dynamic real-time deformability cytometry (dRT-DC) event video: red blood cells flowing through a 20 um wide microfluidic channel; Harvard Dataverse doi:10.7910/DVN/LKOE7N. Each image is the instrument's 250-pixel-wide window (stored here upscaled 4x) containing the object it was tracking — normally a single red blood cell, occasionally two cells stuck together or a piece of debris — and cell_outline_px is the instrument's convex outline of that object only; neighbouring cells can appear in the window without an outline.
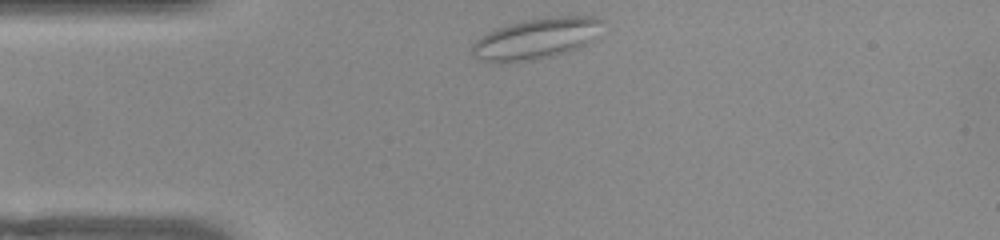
{"species": "common noctule bat (a hibernating species)", "species_latin": "Nyctalus noctula", "temperature_condition": "warm", "stored_images_in_passage": 33, "camera_frame_rate_fps": 3000, "um_per_image_px": 0.085, "animal": {"sex": "female", "body_mass_g": 22.0, "forearm_length_mm": 56.7}, "frame": {"image": 1, "passage_image": 1, "time_ms": 0.0, "image_size_px": [1000, 240], "cell_outline_px": [[604, 20], [592, 40], [568, 52], [552, 56], [532, 60], [496, 64], [476, 60], [472, 56], [472, 44], [476, 40], [488, 32], [496, 28], [528, 20], [560, 16], [596, 16]], "centroid_in_image_um": [45.51, 3.31], "position_along_channel_um": 39.5, "area_um2": 30.98}}
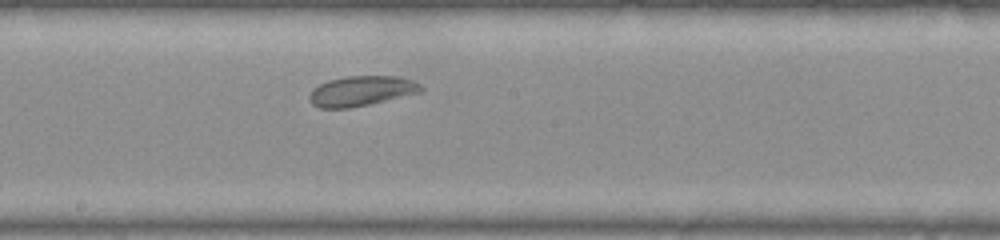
{"frame": {"image": 2, "passage_image": 17, "time_ms": 5.333, "image_size_px": [1000, 240], "cell_outline_px": [[424, 92], [368, 104], [348, 108], [320, 108], [312, 104], [308, 96], [312, 88], [328, 80], [344, 76], [396, 76], [412, 80], [420, 84], [424, 88]], "centroid_in_image_um": [30.72, 7.73], "position_along_channel_um": 217.5, "area_um2": 19.65}}
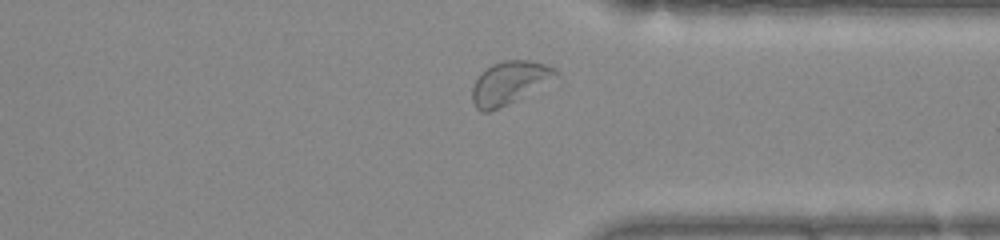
{"frame": {"image": 3, "passage_image": 29, "time_ms": 9.333, "image_size_px": [1000, 240], "cell_outline_px": [[560, 72], [508, 104], [488, 112], [480, 112], [476, 108], [472, 100], [472, 88], [476, 80], [492, 64], [504, 60], [528, 60], [544, 64], [556, 68]], "centroid_in_image_um": [43.22, 7.03], "position_along_channel_um": 368.2, "area_um2": 19.88}, "authors_computed_cell_mechanics": {"area_um2": 19.8832, "velocity_mm_per_s": 3.7969, "shape_relaxation_time_tau1_ms": null, "shape_relaxation_time_tau2_ms": 6.8872, "deformation_change_tau1": null, "deformation_change_tau2": 0.1107}}